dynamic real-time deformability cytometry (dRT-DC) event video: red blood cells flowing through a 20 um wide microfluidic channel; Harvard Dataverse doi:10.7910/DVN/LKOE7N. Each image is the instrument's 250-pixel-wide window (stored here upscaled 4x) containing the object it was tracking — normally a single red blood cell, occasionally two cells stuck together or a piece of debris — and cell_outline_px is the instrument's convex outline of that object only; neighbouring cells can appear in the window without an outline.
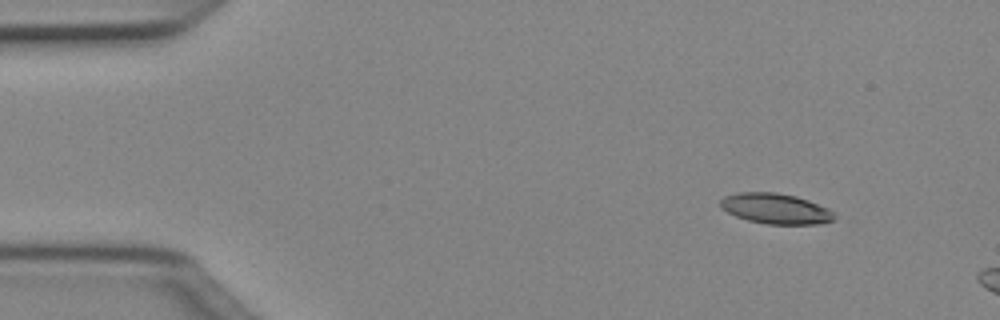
{"species": "Egyptian fruit bat (a non-hibernating species)", "species_latin": "Rousettus aegyptiacus", "temperature_condition": "cold", "stored_images_in_passage": 12, "camera_frame_rate_fps": 3000, "um_per_image_px": 0.085, "animal": {"sex": "female"}, "frame": {"image": 1, "passage_image": 6, "time_ms": 1.667, "image_size_px": [1000, 320], "cell_outline_px": [[836, 216], [832, 220], [820, 224], [768, 224], [748, 220], [736, 216], [720, 208], [720, 200], [724, 196], [740, 192], [776, 192], [796, 196], [808, 200], [828, 208]], "centroid_in_image_um": [65.91, 17.73], "position_along_channel_um": 19.1, "area_um2": 20.17}}